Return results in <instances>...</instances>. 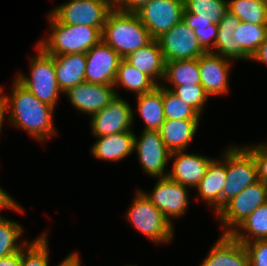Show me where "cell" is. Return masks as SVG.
I'll return each instance as SVG.
<instances>
[{"label":"cell","instance_id":"obj_1","mask_svg":"<svg viewBox=\"0 0 267 266\" xmlns=\"http://www.w3.org/2000/svg\"><path fill=\"white\" fill-rule=\"evenodd\" d=\"M1 101L12 126L25 130L43 142L57 134L53 121L55 108L37 99L15 78L9 96L3 93L1 87Z\"/></svg>","mask_w":267,"mask_h":266},{"label":"cell","instance_id":"obj_2","mask_svg":"<svg viewBox=\"0 0 267 266\" xmlns=\"http://www.w3.org/2000/svg\"><path fill=\"white\" fill-rule=\"evenodd\" d=\"M102 40L124 59L154 39L136 13L113 8L107 15Z\"/></svg>","mask_w":267,"mask_h":266},{"label":"cell","instance_id":"obj_3","mask_svg":"<svg viewBox=\"0 0 267 266\" xmlns=\"http://www.w3.org/2000/svg\"><path fill=\"white\" fill-rule=\"evenodd\" d=\"M52 31L39 45L51 56L86 53L102 40V32L86 25H68L58 22L48 14Z\"/></svg>","mask_w":267,"mask_h":266},{"label":"cell","instance_id":"obj_4","mask_svg":"<svg viewBox=\"0 0 267 266\" xmlns=\"http://www.w3.org/2000/svg\"><path fill=\"white\" fill-rule=\"evenodd\" d=\"M35 48L38 53L30 58L29 76L20 72L15 79L37 99L55 108L58 97L63 94V91L57 82L54 59L39 45Z\"/></svg>","mask_w":267,"mask_h":266},{"label":"cell","instance_id":"obj_5","mask_svg":"<svg viewBox=\"0 0 267 266\" xmlns=\"http://www.w3.org/2000/svg\"><path fill=\"white\" fill-rule=\"evenodd\" d=\"M126 218L136 230L156 244L173 240L174 227L157 209L144 191L138 189Z\"/></svg>","mask_w":267,"mask_h":266},{"label":"cell","instance_id":"obj_6","mask_svg":"<svg viewBox=\"0 0 267 266\" xmlns=\"http://www.w3.org/2000/svg\"><path fill=\"white\" fill-rule=\"evenodd\" d=\"M257 181V164L253 155L243 146L234 145L227 148L226 183L222 191V207Z\"/></svg>","mask_w":267,"mask_h":266},{"label":"cell","instance_id":"obj_7","mask_svg":"<svg viewBox=\"0 0 267 266\" xmlns=\"http://www.w3.org/2000/svg\"><path fill=\"white\" fill-rule=\"evenodd\" d=\"M267 202V185L258 180L227 202L217 213L223 234H231L259 206Z\"/></svg>","mask_w":267,"mask_h":266},{"label":"cell","instance_id":"obj_8","mask_svg":"<svg viewBox=\"0 0 267 266\" xmlns=\"http://www.w3.org/2000/svg\"><path fill=\"white\" fill-rule=\"evenodd\" d=\"M113 8L107 0H69L49 13L62 24L86 25L102 32L107 15Z\"/></svg>","mask_w":267,"mask_h":266},{"label":"cell","instance_id":"obj_9","mask_svg":"<svg viewBox=\"0 0 267 266\" xmlns=\"http://www.w3.org/2000/svg\"><path fill=\"white\" fill-rule=\"evenodd\" d=\"M141 136L135 135L134 152L137 151L139 165L154 178L168 177L165 171L171 152L166 148L158 130H144ZM165 173V174H164Z\"/></svg>","mask_w":267,"mask_h":266},{"label":"cell","instance_id":"obj_10","mask_svg":"<svg viewBox=\"0 0 267 266\" xmlns=\"http://www.w3.org/2000/svg\"><path fill=\"white\" fill-rule=\"evenodd\" d=\"M183 0H151L136 12L156 40L183 19Z\"/></svg>","mask_w":267,"mask_h":266},{"label":"cell","instance_id":"obj_11","mask_svg":"<svg viewBox=\"0 0 267 266\" xmlns=\"http://www.w3.org/2000/svg\"><path fill=\"white\" fill-rule=\"evenodd\" d=\"M156 40L165 62L196 59L206 53L199 45L198 37L183 19Z\"/></svg>","mask_w":267,"mask_h":266},{"label":"cell","instance_id":"obj_12","mask_svg":"<svg viewBox=\"0 0 267 266\" xmlns=\"http://www.w3.org/2000/svg\"><path fill=\"white\" fill-rule=\"evenodd\" d=\"M154 186L151 193L144 192V194L173 225L172 218L181 217L187 210L189 204V187L177 183L169 177L158 178Z\"/></svg>","mask_w":267,"mask_h":266},{"label":"cell","instance_id":"obj_13","mask_svg":"<svg viewBox=\"0 0 267 266\" xmlns=\"http://www.w3.org/2000/svg\"><path fill=\"white\" fill-rule=\"evenodd\" d=\"M123 58L103 40L86 52L85 82L113 85Z\"/></svg>","mask_w":267,"mask_h":266},{"label":"cell","instance_id":"obj_14","mask_svg":"<svg viewBox=\"0 0 267 266\" xmlns=\"http://www.w3.org/2000/svg\"><path fill=\"white\" fill-rule=\"evenodd\" d=\"M127 101L117 96L102 110L92 115L90 126L94 136H105L131 130L134 112Z\"/></svg>","mask_w":267,"mask_h":266},{"label":"cell","instance_id":"obj_15","mask_svg":"<svg viewBox=\"0 0 267 266\" xmlns=\"http://www.w3.org/2000/svg\"><path fill=\"white\" fill-rule=\"evenodd\" d=\"M64 94L73 107L90 116L105 108L116 95L119 96L113 85L87 82L67 89Z\"/></svg>","mask_w":267,"mask_h":266},{"label":"cell","instance_id":"obj_16","mask_svg":"<svg viewBox=\"0 0 267 266\" xmlns=\"http://www.w3.org/2000/svg\"><path fill=\"white\" fill-rule=\"evenodd\" d=\"M201 85L208 96H221L229 90L230 59L212 52L198 58Z\"/></svg>","mask_w":267,"mask_h":266},{"label":"cell","instance_id":"obj_17","mask_svg":"<svg viewBox=\"0 0 267 266\" xmlns=\"http://www.w3.org/2000/svg\"><path fill=\"white\" fill-rule=\"evenodd\" d=\"M186 150L171 152L170 159H174L168 177L189 188H196L206 174L210 162L213 160L203 155L185 153Z\"/></svg>","mask_w":267,"mask_h":266},{"label":"cell","instance_id":"obj_18","mask_svg":"<svg viewBox=\"0 0 267 266\" xmlns=\"http://www.w3.org/2000/svg\"><path fill=\"white\" fill-rule=\"evenodd\" d=\"M200 266H250V261L244 244L222 234Z\"/></svg>","mask_w":267,"mask_h":266},{"label":"cell","instance_id":"obj_19","mask_svg":"<svg viewBox=\"0 0 267 266\" xmlns=\"http://www.w3.org/2000/svg\"><path fill=\"white\" fill-rule=\"evenodd\" d=\"M223 154L220 160L210 162L206 174L195 188L200 199L214 207L216 213L222 208V191L226 183V151Z\"/></svg>","mask_w":267,"mask_h":266},{"label":"cell","instance_id":"obj_20","mask_svg":"<svg viewBox=\"0 0 267 266\" xmlns=\"http://www.w3.org/2000/svg\"><path fill=\"white\" fill-rule=\"evenodd\" d=\"M96 142L91 147V153L99 160L117 162L134 153L135 134L133 130L96 136Z\"/></svg>","mask_w":267,"mask_h":266},{"label":"cell","instance_id":"obj_21","mask_svg":"<svg viewBox=\"0 0 267 266\" xmlns=\"http://www.w3.org/2000/svg\"><path fill=\"white\" fill-rule=\"evenodd\" d=\"M55 63L57 82L63 93L85 82L86 53L52 56Z\"/></svg>","mask_w":267,"mask_h":266},{"label":"cell","instance_id":"obj_22","mask_svg":"<svg viewBox=\"0 0 267 266\" xmlns=\"http://www.w3.org/2000/svg\"><path fill=\"white\" fill-rule=\"evenodd\" d=\"M130 65L148 75L157 85L155 79H163L165 74V60L157 40L136 50L124 58Z\"/></svg>","mask_w":267,"mask_h":266},{"label":"cell","instance_id":"obj_23","mask_svg":"<svg viewBox=\"0 0 267 266\" xmlns=\"http://www.w3.org/2000/svg\"><path fill=\"white\" fill-rule=\"evenodd\" d=\"M240 22L229 10L224 14V17L217 24V38L212 53L230 60L250 59L234 40V31Z\"/></svg>","mask_w":267,"mask_h":266},{"label":"cell","instance_id":"obj_24","mask_svg":"<svg viewBox=\"0 0 267 266\" xmlns=\"http://www.w3.org/2000/svg\"><path fill=\"white\" fill-rule=\"evenodd\" d=\"M198 125L199 120H165L158 131L170 152L182 151L193 140Z\"/></svg>","mask_w":267,"mask_h":266},{"label":"cell","instance_id":"obj_25","mask_svg":"<svg viewBox=\"0 0 267 266\" xmlns=\"http://www.w3.org/2000/svg\"><path fill=\"white\" fill-rule=\"evenodd\" d=\"M137 110L144 120V130H159L165 122L163 105V86H156L153 90L137 95Z\"/></svg>","mask_w":267,"mask_h":266},{"label":"cell","instance_id":"obj_26","mask_svg":"<svg viewBox=\"0 0 267 266\" xmlns=\"http://www.w3.org/2000/svg\"><path fill=\"white\" fill-rule=\"evenodd\" d=\"M113 86H123L136 95L147 93L158 86L148 75L140 72L125 59L120 61Z\"/></svg>","mask_w":267,"mask_h":266},{"label":"cell","instance_id":"obj_27","mask_svg":"<svg viewBox=\"0 0 267 266\" xmlns=\"http://www.w3.org/2000/svg\"><path fill=\"white\" fill-rule=\"evenodd\" d=\"M231 235L242 244L252 240L267 239V202L251 213Z\"/></svg>","mask_w":267,"mask_h":266},{"label":"cell","instance_id":"obj_28","mask_svg":"<svg viewBox=\"0 0 267 266\" xmlns=\"http://www.w3.org/2000/svg\"><path fill=\"white\" fill-rule=\"evenodd\" d=\"M173 86L201 85L198 58L165 62L164 78Z\"/></svg>","mask_w":267,"mask_h":266},{"label":"cell","instance_id":"obj_29","mask_svg":"<svg viewBox=\"0 0 267 266\" xmlns=\"http://www.w3.org/2000/svg\"><path fill=\"white\" fill-rule=\"evenodd\" d=\"M228 10L242 22L267 25V4L259 0H228Z\"/></svg>","mask_w":267,"mask_h":266},{"label":"cell","instance_id":"obj_30","mask_svg":"<svg viewBox=\"0 0 267 266\" xmlns=\"http://www.w3.org/2000/svg\"><path fill=\"white\" fill-rule=\"evenodd\" d=\"M266 36L267 25H257L242 21L234 31V40L249 57L265 41Z\"/></svg>","mask_w":267,"mask_h":266},{"label":"cell","instance_id":"obj_31","mask_svg":"<svg viewBox=\"0 0 267 266\" xmlns=\"http://www.w3.org/2000/svg\"><path fill=\"white\" fill-rule=\"evenodd\" d=\"M183 20L198 37L201 48L205 52H212L216 43L218 25L211 19L196 18V14L193 13H183Z\"/></svg>","mask_w":267,"mask_h":266},{"label":"cell","instance_id":"obj_32","mask_svg":"<svg viewBox=\"0 0 267 266\" xmlns=\"http://www.w3.org/2000/svg\"><path fill=\"white\" fill-rule=\"evenodd\" d=\"M184 12L196 14V18L211 19L218 24L228 11V0H183Z\"/></svg>","mask_w":267,"mask_h":266},{"label":"cell","instance_id":"obj_33","mask_svg":"<svg viewBox=\"0 0 267 266\" xmlns=\"http://www.w3.org/2000/svg\"><path fill=\"white\" fill-rule=\"evenodd\" d=\"M23 234L21 224L4 218L0 215V258L21 251L27 245V241L17 243Z\"/></svg>","mask_w":267,"mask_h":266},{"label":"cell","instance_id":"obj_34","mask_svg":"<svg viewBox=\"0 0 267 266\" xmlns=\"http://www.w3.org/2000/svg\"><path fill=\"white\" fill-rule=\"evenodd\" d=\"M164 116L166 120H199L200 114L182 101L171 90L163 87Z\"/></svg>","mask_w":267,"mask_h":266},{"label":"cell","instance_id":"obj_35","mask_svg":"<svg viewBox=\"0 0 267 266\" xmlns=\"http://www.w3.org/2000/svg\"><path fill=\"white\" fill-rule=\"evenodd\" d=\"M47 241V233H43L32 242L27 243L26 249L21 250V266H49Z\"/></svg>","mask_w":267,"mask_h":266},{"label":"cell","instance_id":"obj_36","mask_svg":"<svg viewBox=\"0 0 267 266\" xmlns=\"http://www.w3.org/2000/svg\"><path fill=\"white\" fill-rule=\"evenodd\" d=\"M162 86L171 90L182 101L192 106L200 115L204 111L203 107L209 96L206 94L202 85L186 84L174 86L173 88L164 85Z\"/></svg>","mask_w":267,"mask_h":266},{"label":"cell","instance_id":"obj_37","mask_svg":"<svg viewBox=\"0 0 267 266\" xmlns=\"http://www.w3.org/2000/svg\"><path fill=\"white\" fill-rule=\"evenodd\" d=\"M250 266H267V239L252 240L244 244Z\"/></svg>","mask_w":267,"mask_h":266},{"label":"cell","instance_id":"obj_38","mask_svg":"<svg viewBox=\"0 0 267 266\" xmlns=\"http://www.w3.org/2000/svg\"><path fill=\"white\" fill-rule=\"evenodd\" d=\"M245 148L253 155L257 164L258 180L267 185V145L266 143H258L254 146H245Z\"/></svg>","mask_w":267,"mask_h":266},{"label":"cell","instance_id":"obj_39","mask_svg":"<svg viewBox=\"0 0 267 266\" xmlns=\"http://www.w3.org/2000/svg\"><path fill=\"white\" fill-rule=\"evenodd\" d=\"M151 0H121L114 8L127 13H136Z\"/></svg>","mask_w":267,"mask_h":266},{"label":"cell","instance_id":"obj_40","mask_svg":"<svg viewBox=\"0 0 267 266\" xmlns=\"http://www.w3.org/2000/svg\"><path fill=\"white\" fill-rule=\"evenodd\" d=\"M2 209H10L22 214L24 213L22 207L10 196V194L0 187V210Z\"/></svg>","mask_w":267,"mask_h":266},{"label":"cell","instance_id":"obj_41","mask_svg":"<svg viewBox=\"0 0 267 266\" xmlns=\"http://www.w3.org/2000/svg\"><path fill=\"white\" fill-rule=\"evenodd\" d=\"M251 60L262 62V64H267V36L265 38V41L252 54L249 61Z\"/></svg>","mask_w":267,"mask_h":266},{"label":"cell","instance_id":"obj_42","mask_svg":"<svg viewBox=\"0 0 267 266\" xmlns=\"http://www.w3.org/2000/svg\"><path fill=\"white\" fill-rule=\"evenodd\" d=\"M0 266H21V251L0 258Z\"/></svg>","mask_w":267,"mask_h":266},{"label":"cell","instance_id":"obj_43","mask_svg":"<svg viewBox=\"0 0 267 266\" xmlns=\"http://www.w3.org/2000/svg\"><path fill=\"white\" fill-rule=\"evenodd\" d=\"M81 260L78 253H70L58 266H81Z\"/></svg>","mask_w":267,"mask_h":266},{"label":"cell","instance_id":"obj_44","mask_svg":"<svg viewBox=\"0 0 267 266\" xmlns=\"http://www.w3.org/2000/svg\"><path fill=\"white\" fill-rule=\"evenodd\" d=\"M5 110H4V106H3V103L1 101V98H0V134H1V128H2V125H3V121L5 120Z\"/></svg>","mask_w":267,"mask_h":266},{"label":"cell","instance_id":"obj_45","mask_svg":"<svg viewBox=\"0 0 267 266\" xmlns=\"http://www.w3.org/2000/svg\"><path fill=\"white\" fill-rule=\"evenodd\" d=\"M113 7H115L121 0H107Z\"/></svg>","mask_w":267,"mask_h":266},{"label":"cell","instance_id":"obj_46","mask_svg":"<svg viewBox=\"0 0 267 266\" xmlns=\"http://www.w3.org/2000/svg\"><path fill=\"white\" fill-rule=\"evenodd\" d=\"M259 1H261V2H264V3H266V4H267V0H259Z\"/></svg>","mask_w":267,"mask_h":266}]
</instances>
